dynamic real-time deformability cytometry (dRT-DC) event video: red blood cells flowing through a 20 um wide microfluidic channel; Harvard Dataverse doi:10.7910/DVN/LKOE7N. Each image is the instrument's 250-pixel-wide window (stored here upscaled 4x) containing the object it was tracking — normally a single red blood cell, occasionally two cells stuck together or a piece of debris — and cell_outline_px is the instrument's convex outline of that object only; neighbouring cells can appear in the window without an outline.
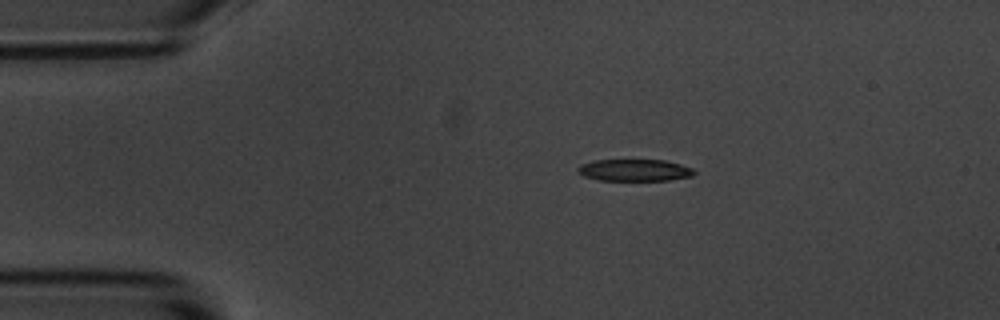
{"species": "common noctule bat (a hibernating species)", "species_latin": "Nyctalus noctula", "temperature_condition": "room temperature", "stored_images_in_passage": 3, "camera_frame_rate_fps": 3000, "um_per_image_px": 0.085, "animal": {"sex": "male", "body_mass_g": 20.1, "forearm_length_mm": 53.5}, "frame": {"image": 1, "passage_image": 1, "time_ms": 0.0, "image_size_px": [1000, 320], "cell_outline_px": [[696, 172], [692, 176], [668, 180], [600, 180], [584, 176], [576, 172], [576, 168], [580, 164], [592, 160], [664, 160], [680, 164], [692, 168]], "centroid_in_image_um": [53.89, 14.46], "position_along_channel_um": 31.1, "area_um2": 14.85}}
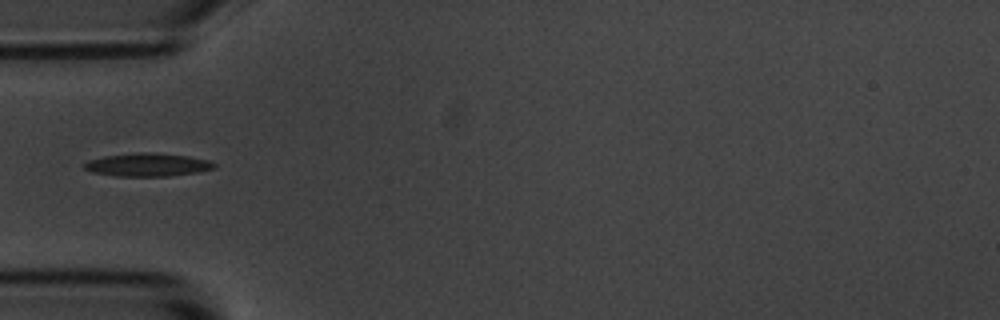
{"frame": {"image": 2, "passage_image": 3, "time_ms": 2.333, "image_size_px": [1000, 320], "cell_outline_px": [[216, 168], [196, 172], [168, 176], [116, 176], [92, 172], [84, 168], [84, 164], [88, 160], [104, 156], [140, 152], [148, 152], [188, 156], [212, 160], [216, 164]], "centroid_in_image_um": [12.57, 14.0], "position_along_channel_um": 72.4, "area_um2": 17.51}}